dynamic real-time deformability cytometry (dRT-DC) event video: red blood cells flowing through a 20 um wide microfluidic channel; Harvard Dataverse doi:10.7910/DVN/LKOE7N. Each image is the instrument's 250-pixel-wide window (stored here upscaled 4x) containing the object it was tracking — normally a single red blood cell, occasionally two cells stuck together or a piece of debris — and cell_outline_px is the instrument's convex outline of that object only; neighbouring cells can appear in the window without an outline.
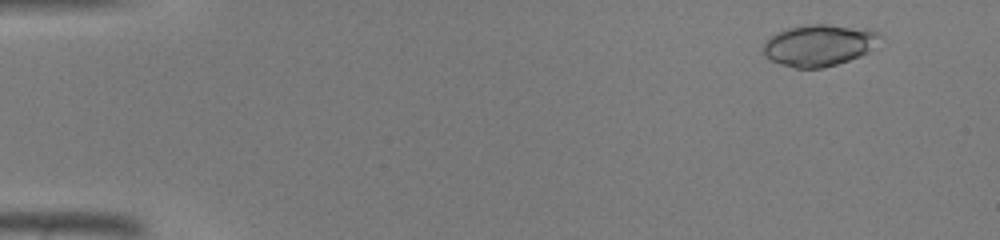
{"species": "common noctule bat (a hibernating species)", "species_latin": "Nyctalus noctula", "temperature_condition": "warm", "stored_images_in_passage": 42, "camera_frame_rate_fps": 3000, "um_per_image_px": 0.085, "animal": {"sex": "male", "body_mass_g": 19.0, "forearm_length_mm": 50.8}, "frame": {"image": 1, "passage_image": 1, "time_ms": 0.0, "image_size_px": [1000, 240], "cell_outline_px": [[880, 36], [868, 52], [860, 56], [836, 64], [820, 68], [796, 68], [772, 60], [764, 56], [764, 44], [776, 32], [788, 28], [804, 24], [828, 24], [868, 28], [880, 32]], "centroid_in_image_um": [69.63, 3.82], "position_along_channel_um": 15.4, "area_um2": 28.03}}
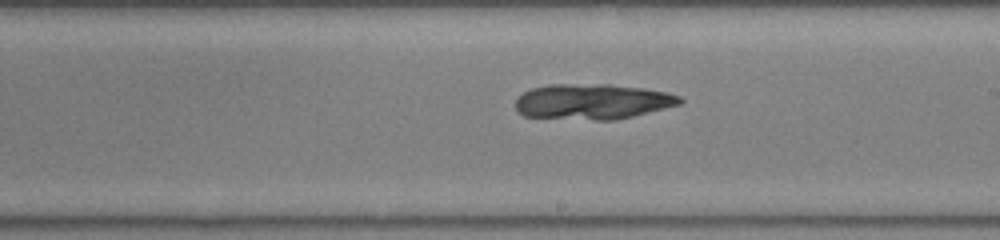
{"frame": {"image": 2, "passage_image": 24, "time_ms": 7.667, "image_size_px": [1000, 240], "cell_outline_px": [[684, 100], [680, 104], [632, 116], [612, 120], [596, 120], [524, 116], [516, 112], [516, 100], [524, 92], [532, 88], [548, 84], [608, 84], [644, 88], [668, 92], [680, 96]], "centroid_in_image_um": [50.35, 8.62], "position_along_channel_um": 238.6, "area_um2": 33.93}}
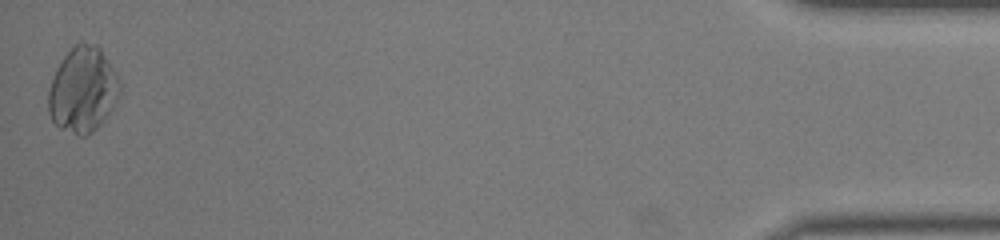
{"frame": {"image": 3, "passage_image": 42, "time_ms": 13.667, "image_size_px": [1000, 240], "cell_outline_px": [[120, 92], [116, 100], [104, 120], [92, 132], [84, 136], [80, 136], [60, 128], [52, 120], [48, 112], [48, 92], [56, 68], [72, 44], [80, 40], [96, 44], [100, 48], [112, 68], [120, 84]], "centroid_in_image_um": [7.01, 7.6], "position_along_channel_um": 428.2, "area_um2": 35.37}}